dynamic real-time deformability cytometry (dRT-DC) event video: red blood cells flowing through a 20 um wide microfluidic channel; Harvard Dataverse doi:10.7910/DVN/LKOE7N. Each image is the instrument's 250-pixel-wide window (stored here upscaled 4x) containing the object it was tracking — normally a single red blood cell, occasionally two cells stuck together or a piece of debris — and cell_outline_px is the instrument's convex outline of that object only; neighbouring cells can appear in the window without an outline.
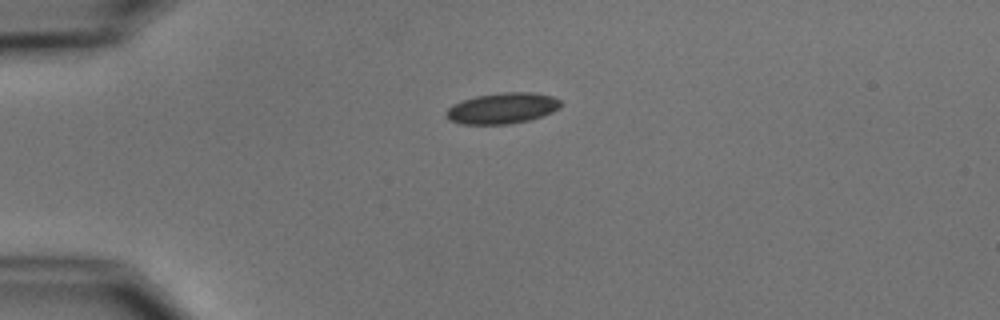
{"species": "common noctule bat (a hibernating species)", "species_latin": "Nyctalus noctula", "temperature_condition": "cold", "stored_images_in_passage": 1, "camera_frame_rate_fps": 3000, "um_per_image_px": 0.085, "animal": {"sex": "male", "body_mass_g": 15.6}, "frame": {"image": 1, "passage_image": 1, "time_ms": 0.0, "image_size_px": [1000, 320], "cell_outline_px": [[564, 104], [560, 108], [552, 112], [528, 120], [508, 124], [460, 124], [448, 120], [444, 116], [444, 112], [452, 104], [476, 96], [504, 92], [536, 92], [552, 96], [560, 100]], "centroid_in_image_um": [42.68, 9.2], "position_along_channel_um": 42.3, "area_um2": 20.81}}